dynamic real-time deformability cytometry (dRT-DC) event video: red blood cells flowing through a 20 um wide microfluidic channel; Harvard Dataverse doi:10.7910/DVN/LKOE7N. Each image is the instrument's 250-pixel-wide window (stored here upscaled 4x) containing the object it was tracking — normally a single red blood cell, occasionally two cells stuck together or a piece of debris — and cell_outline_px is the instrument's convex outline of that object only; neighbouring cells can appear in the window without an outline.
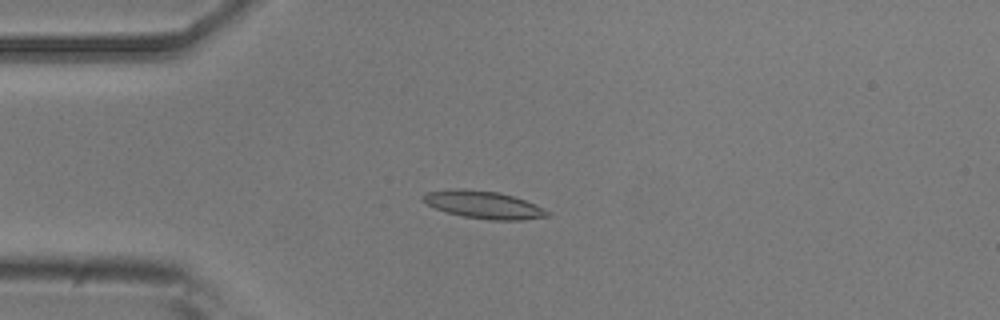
{"species": "common noctule bat (a hibernating species)", "species_latin": "Nyctalus noctula", "temperature_condition": "room temperature", "stored_images_in_passage": 50, "camera_frame_rate_fps": 3000, "um_per_image_px": 0.085, "animal": {"sex": "male", "body_mass_g": 20.5, "forearm_length_mm": 52.5}, "frame": {"image": 1, "passage_image": 12, "time_ms": 3.667, "image_size_px": [1000, 320], "cell_outline_px": [[552, 216], [520, 220], [488, 220], [464, 216], [448, 212], [436, 208], [428, 204], [420, 196], [428, 192], [456, 188], [464, 188], [496, 192], [512, 196], [536, 204], [552, 212]], "centroid_in_image_um": [41.17, 17.41], "position_along_channel_um": 43.8, "area_um2": 19.88}}
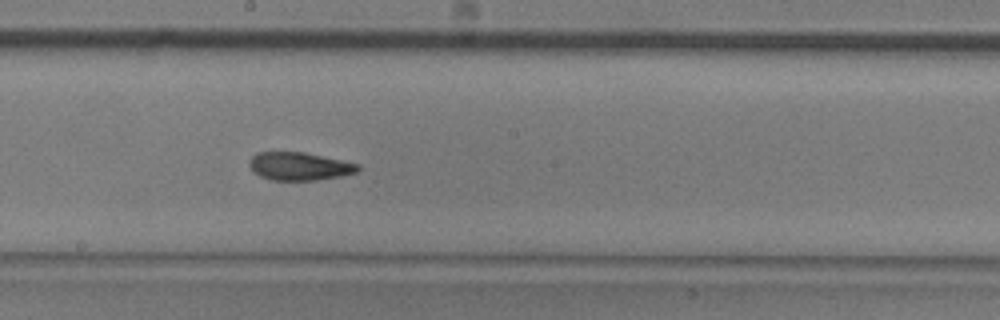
{"frame": {"image": 2, "passage_image": 27, "time_ms": 8.667, "image_size_px": [1000, 320], "cell_outline_px": [[360, 168], [356, 172], [340, 176], [316, 180], [272, 180], [260, 176], [252, 172], [248, 164], [252, 156], [256, 152], [304, 152], [360, 164]], "centroid_in_image_um": [25.41, 14.13], "position_along_channel_um": 222.8, "area_um2": 17.74}}
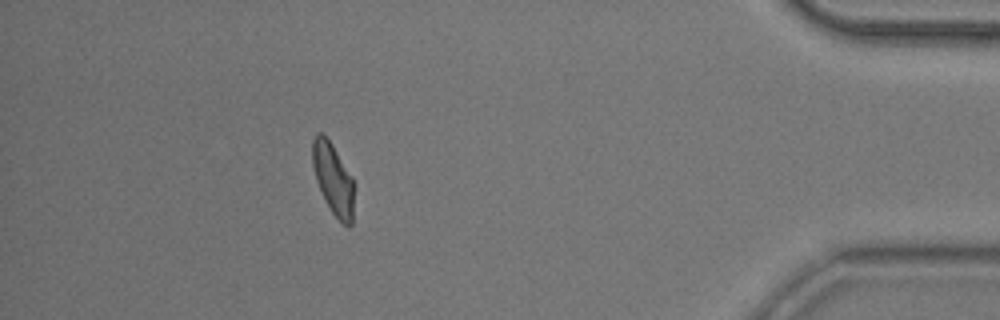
{"frame": {"image": 3, "passage_image": 45, "time_ms": 14.667, "image_size_px": [1000, 320], "cell_outline_px": [[352, 224], [348, 228], [332, 212], [324, 200], [316, 180], [312, 164], [312, 140], [316, 132], [324, 132], [332, 144], [352, 176]], "centroid_in_image_um": [28.27, 15.14], "position_along_channel_um": 406.9, "area_um2": 17.17}, "authors_computed_cell_mechanics": {"area_um2": 18.207, "velocity_mm_per_s": 3.9324, "shape_relaxation_time_tau1_ms": 3.8286, "shape_relaxation_time_tau2_ms": 3.8393, "deformation_change_tau1": 0.1474, "deformation_change_tau2": 0.0993}}